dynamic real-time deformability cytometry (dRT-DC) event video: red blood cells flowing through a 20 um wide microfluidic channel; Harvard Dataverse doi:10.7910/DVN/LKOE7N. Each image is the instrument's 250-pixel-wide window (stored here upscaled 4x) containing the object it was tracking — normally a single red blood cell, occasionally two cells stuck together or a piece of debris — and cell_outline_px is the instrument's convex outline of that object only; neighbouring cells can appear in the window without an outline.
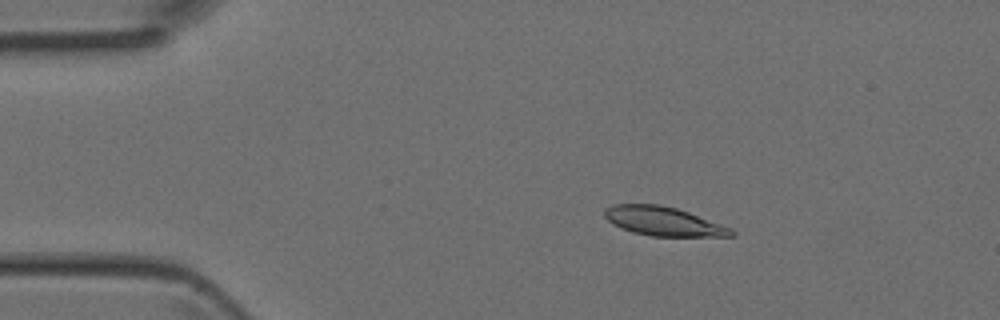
{"species": "Egyptian fruit bat (a non-hibernating species)", "species_latin": "Rousettus aegyptiacus", "temperature_condition": "room temperature", "stored_images_in_passage": 4, "camera_frame_rate_fps": 3000, "um_per_image_px": 0.085, "animal": {"sex": "female"}, "frame": {"image": 1, "passage_image": 2, "time_ms": 0.333, "image_size_px": [1000, 320], "cell_outline_px": [[736, 236], [652, 236], [632, 232], [620, 228], [612, 224], [604, 216], [604, 208], [612, 204], [660, 204], [676, 208], [688, 212], [732, 228], [736, 232]], "centroid_in_image_um": [56.36, 18.81], "position_along_channel_um": 28.6, "area_um2": 21.5}}